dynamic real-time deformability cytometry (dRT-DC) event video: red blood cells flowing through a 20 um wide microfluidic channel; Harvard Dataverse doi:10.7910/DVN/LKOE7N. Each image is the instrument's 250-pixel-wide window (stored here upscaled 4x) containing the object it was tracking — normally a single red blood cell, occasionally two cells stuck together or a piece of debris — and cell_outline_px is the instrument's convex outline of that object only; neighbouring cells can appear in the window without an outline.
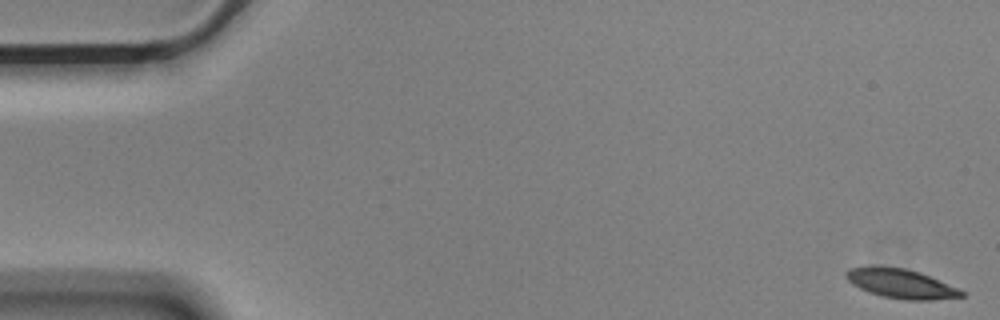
{"species": "Egyptian fruit bat (a non-hibernating species)", "species_latin": "Rousettus aegyptiacus", "temperature_condition": "cold", "stored_images_in_passage": 53, "camera_frame_rate_fps": 3000, "um_per_image_px": 0.085, "animal": {"sex": "male"}, "frame": {"image": 1, "passage_image": 1, "time_ms": 0.0, "image_size_px": [1000, 320], "cell_outline_px": [[964, 296], [932, 300], [908, 300], [880, 296], [868, 292], [852, 284], [844, 276], [844, 272], [852, 268], [868, 264], [872, 264], [904, 268], [920, 272], [956, 288], [964, 292]], "centroid_in_image_um": [76.49, 24.08], "position_along_channel_um": 8.5, "area_um2": 19.88}}
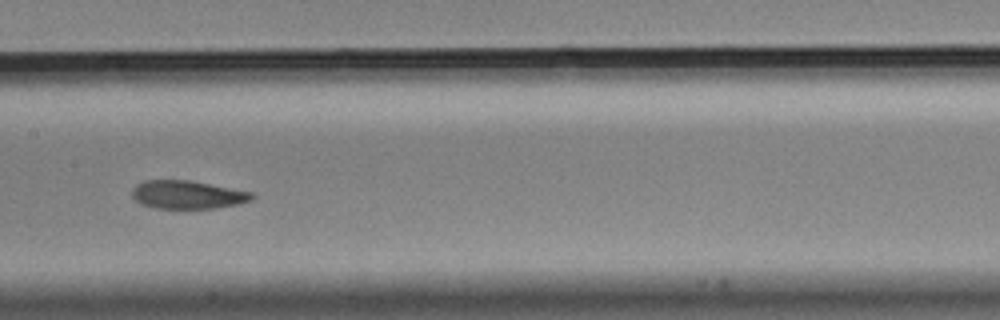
{"frame": {"image": 2, "passage_image": 28, "time_ms": 9.0, "image_size_px": [1000, 320], "cell_outline_px": [[256, 196], [252, 200], [240, 204], [216, 208], [156, 208], [140, 204], [132, 196], [132, 188], [136, 184], [144, 180], [188, 180], [252, 192]], "centroid_in_image_um": [15.94, 16.55], "position_along_channel_um": 191.5, "area_um2": 19.77}}
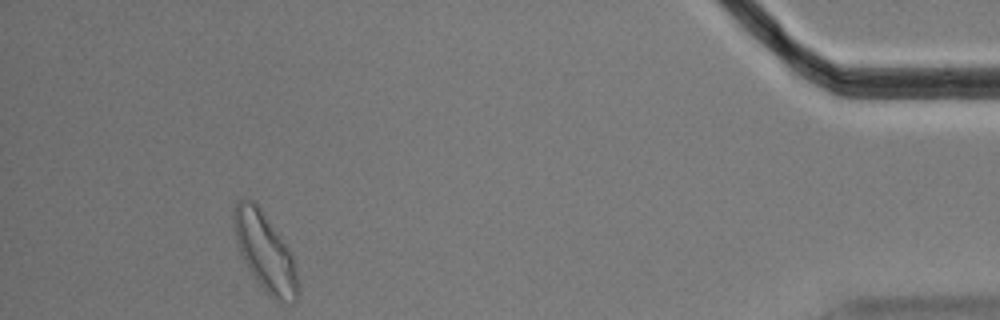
{"frame": {"image": 3, "passage_image": 52, "time_ms": 17.0, "image_size_px": [1000, 320], "cell_outline_px": [[300, 292], [296, 300], [292, 304], [280, 304], [256, 280], [248, 268], [240, 252], [236, 240], [232, 212], [236, 204], [240, 200], [252, 200], [260, 204], [292, 252], [296, 264], [300, 288]], "centroid_in_image_um": [22.59, 21.42], "position_along_channel_um": 412.6, "area_um2": 29.77}, "authors_computed_cell_mechanics": {"area_um2": 20.6346, "velocity_mm_per_s": 3.5451, "shape_relaxation_time_tau1_ms": 2.8968, "shape_relaxation_time_tau2_ms": 3.126, "deformation_change_tau1": 0.1389, "deformation_change_tau2": 0.0807}}